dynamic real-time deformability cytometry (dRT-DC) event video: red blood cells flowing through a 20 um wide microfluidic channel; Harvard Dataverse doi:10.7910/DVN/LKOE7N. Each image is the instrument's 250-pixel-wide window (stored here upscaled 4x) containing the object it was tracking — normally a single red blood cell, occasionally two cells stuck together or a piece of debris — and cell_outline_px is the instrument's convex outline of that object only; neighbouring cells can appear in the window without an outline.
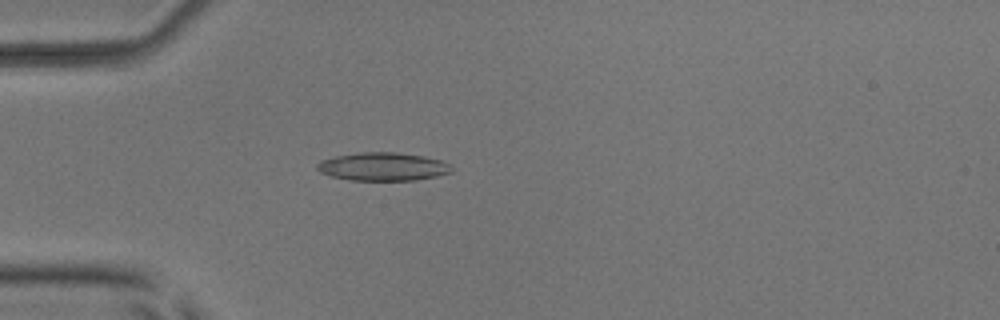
{"species": "common noctule bat (a hibernating species)", "species_latin": "Nyctalus noctula", "temperature_condition": "room temperature", "stored_images_in_passage": 48, "camera_frame_rate_fps": 3000, "um_per_image_px": 0.085, "animal": {"sex": "male", "body_mass_g": 17.9, "forearm_length_mm": 54.2}, "frame": {"image": 1, "passage_image": 10, "time_ms": 3.0, "image_size_px": [1000, 320], "cell_outline_px": [[452, 172], [436, 176], [416, 180], [348, 180], [332, 176], [320, 172], [316, 168], [316, 164], [320, 160], [336, 156], [360, 152], [396, 152], [424, 156], [444, 160], [452, 164]], "centroid_in_image_um": [32.58, 14.16], "position_along_channel_um": 52.4, "area_um2": 22.31}}
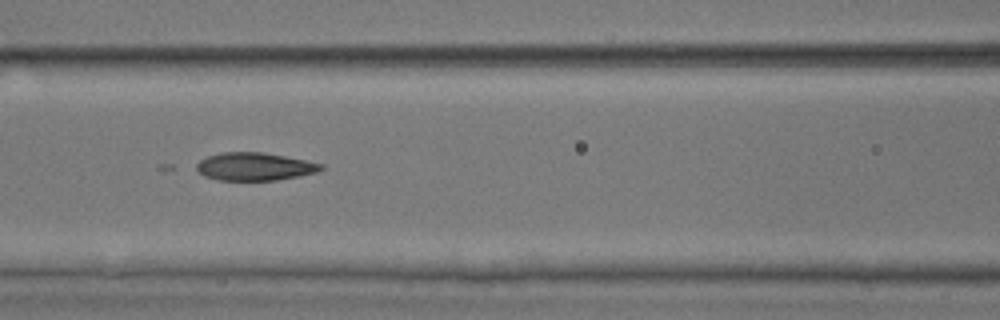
{"frame": {"image": 2, "passage_image": 18, "time_ms": 5.667, "image_size_px": [1000, 320], "cell_outline_px": [[324, 168], [316, 172], [300, 176], [276, 180], [220, 180], [204, 176], [196, 168], [196, 164], [200, 160], [208, 156], [220, 152], [260, 152], [284, 156], [324, 164]], "centroid_in_image_um": [21.64, 14.16], "position_along_channel_um": 145.0, "area_um2": 20.11}}
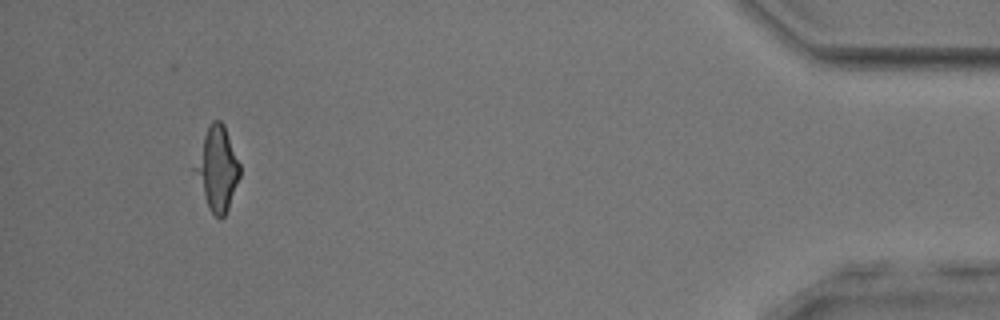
{"frame": {"image": 3, "passage_image": 44, "time_ms": 14.333, "image_size_px": [1000, 320], "cell_outline_px": [[240, 176], [228, 208], [224, 216], [220, 220], [208, 208], [192, 168], [204, 136], [212, 120], [220, 120], [224, 124], [240, 164]], "centroid_in_image_um": [18.46, 14.34], "position_along_channel_um": 416.7, "area_um2": 21.68}}